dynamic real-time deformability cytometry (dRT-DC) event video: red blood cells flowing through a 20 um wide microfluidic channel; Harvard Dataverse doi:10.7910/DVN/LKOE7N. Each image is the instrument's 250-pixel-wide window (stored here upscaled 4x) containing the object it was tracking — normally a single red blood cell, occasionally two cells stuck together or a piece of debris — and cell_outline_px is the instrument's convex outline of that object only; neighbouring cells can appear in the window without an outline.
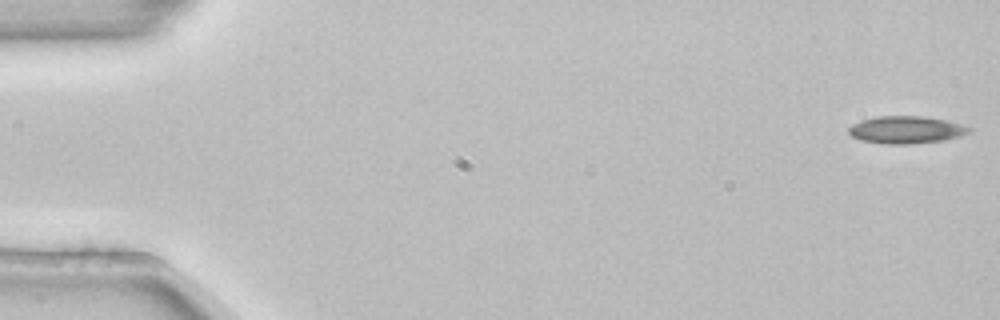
{"species": "common noctule bat (a hibernating species)", "species_latin": "Nyctalus noctula", "temperature_condition": "room temperature", "stored_images_in_passage": 4, "camera_frame_rate_fps": 3000, "um_per_image_px": 0.085, "animal": {"sex": "female", "body_mass_g": 22.7, "forearm_length_mm": 54.2}, "frame": {"image": 1, "passage_image": 1, "time_ms": 0.0, "image_size_px": [1000, 320], "cell_outline_px": [[972, 132], [960, 136], [944, 140], [912, 144], [884, 144], [860, 140], [852, 136], [848, 132], [848, 128], [852, 124], [860, 120], [876, 116], [920, 116], [944, 120], [960, 124], [972, 128]], "centroid_in_image_um": [77.0, 11.04], "position_along_channel_um": 8.0, "area_um2": 19.31}}